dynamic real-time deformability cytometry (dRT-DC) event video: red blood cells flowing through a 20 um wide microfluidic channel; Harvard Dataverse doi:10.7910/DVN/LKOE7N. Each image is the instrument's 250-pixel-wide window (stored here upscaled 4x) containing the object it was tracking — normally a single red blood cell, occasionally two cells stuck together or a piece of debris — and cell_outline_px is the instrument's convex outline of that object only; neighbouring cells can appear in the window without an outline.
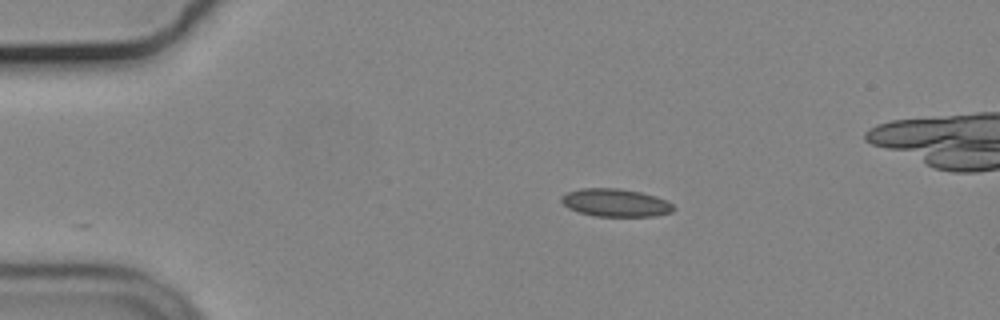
{"species": "common noctule bat (a hibernating species)", "species_latin": "Nyctalus noctula", "temperature_condition": "cold", "stored_images_in_passage": 46, "camera_frame_rate_fps": 3000, "um_per_image_px": 0.085, "animal": {"sex": "male", "body_mass_g": 19.2, "forearm_length_mm": 51.8}, "frame": {"image": 1, "passage_image": 1, "time_ms": 0.0, "image_size_px": [1000, 320], "cell_outline_px": [[676, 208], [672, 212], [656, 216], [596, 216], [580, 212], [568, 208], [560, 200], [560, 196], [568, 192], [580, 188], [620, 188], [640, 192], [656, 196], [668, 200]], "centroid_in_image_um": [52.34, 17.22], "position_along_channel_um": 32.7, "area_um2": 18.32}}
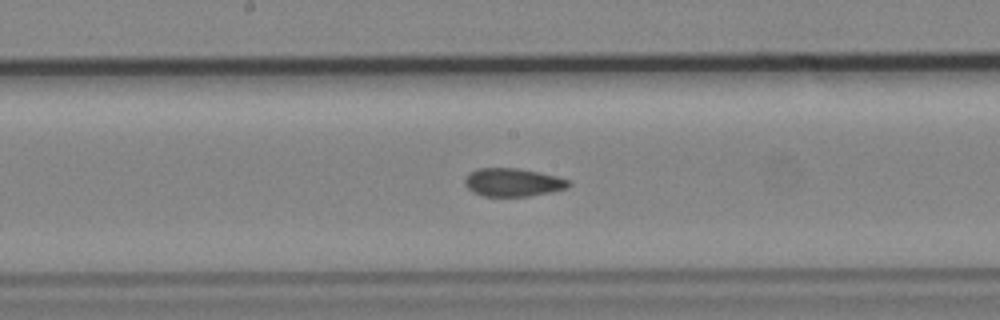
{"frame": {"image": 2, "passage_image": 19, "time_ms": 6.0, "image_size_px": [1000, 320], "cell_outline_px": [[572, 184], [568, 188], [528, 196], [484, 196], [472, 192], [464, 184], [464, 180], [468, 172], [476, 168], [516, 168], [540, 172], [572, 180]], "centroid_in_image_um": [43.59, 15.49], "position_along_channel_um": 204.6, "area_um2": 17.22}}
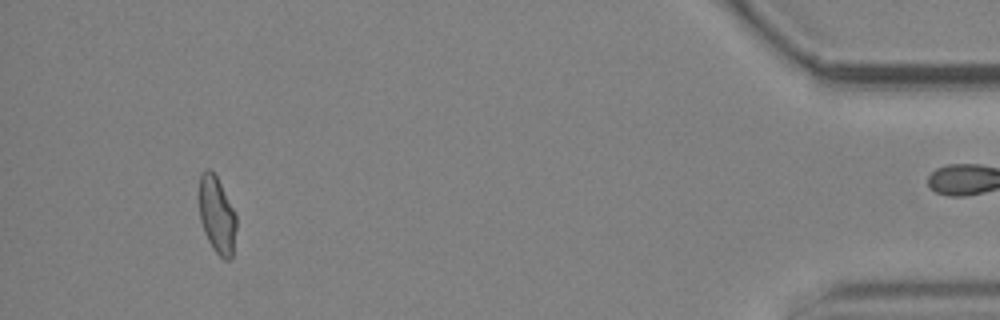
{"frame": {"image": 3, "passage_image": 42, "time_ms": 13.667, "image_size_px": [1000, 320], "cell_outline_px": [[236, 228], [232, 256], [228, 260], [224, 260], [212, 248], [204, 232], [200, 220], [200, 172], [208, 168], [216, 176], [236, 216]], "centroid_in_image_um": [18.43, 18.31], "position_along_channel_um": 416.8, "area_um2": 16.3}, "authors_computed_cell_mechanics": {"area_um2": 17.4267, "velocity_mm_per_s": 3.687, "shape_relaxation_time_tau1_ms": null, "shape_relaxation_time_tau2_ms": 3.2155, "deformation_change_tau1": null, "deformation_change_tau2": 0.0725}}